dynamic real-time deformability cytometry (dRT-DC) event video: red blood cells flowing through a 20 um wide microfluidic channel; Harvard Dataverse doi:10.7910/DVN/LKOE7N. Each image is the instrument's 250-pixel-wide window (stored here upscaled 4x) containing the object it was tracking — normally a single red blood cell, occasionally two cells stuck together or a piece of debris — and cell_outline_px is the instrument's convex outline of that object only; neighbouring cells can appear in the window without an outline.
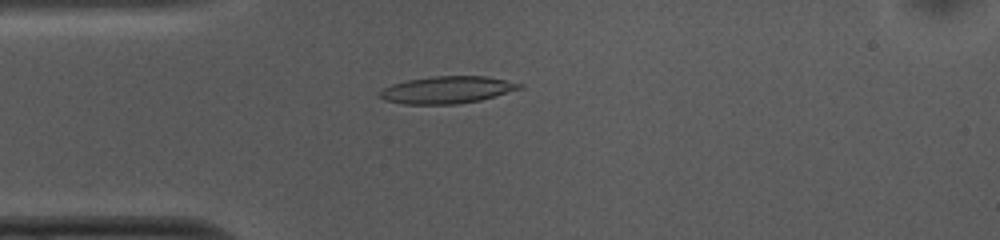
{"species": "common noctule bat (a hibernating species)", "species_latin": "Nyctalus noctula", "temperature_condition": "cold", "stored_images_in_passage": 38, "camera_frame_rate_fps": 3000, "um_per_image_px": 0.085, "animal": {"sex": "female", "body_mass_g": 10.0, "forearm_length_mm": 53.1}, "frame": {"image": 1, "passage_image": 6, "time_ms": 1.667, "image_size_px": [1000, 240], "cell_outline_px": [[524, 88], [480, 100], [456, 104], [404, 104], [384, 100], [380, 96], [380, 92], [384, 88], [392, 84], [408, 80], [432, 76], [484, 76], [524, 84]], "centroid_in_image_um": [38.02, 7.64], "position_along_channel_um": 47.0, "area_um2": 21.96}}
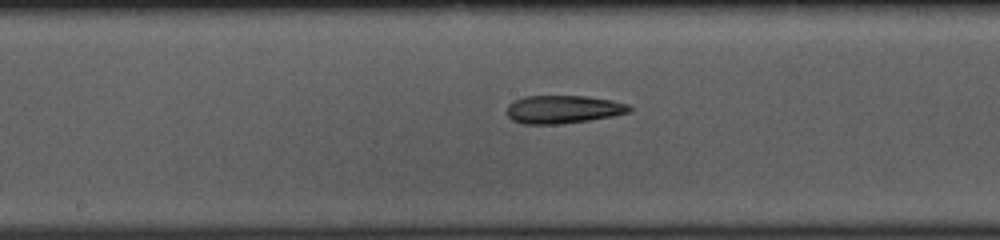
{"frame": {"image": 2, "passage_image": 19, "time_ms": 6.0, "image_size_px": [1000, 240], "cell_outline_px": [[632, 112], [612, 116], [588, 120], [560, 124], [524, 124], [512, 120], [508, 116], [508, 104], [512, 100], [524, 96], [588, 96], [612, 100], [628, 104], [632, 108]], "centroid_in_image_um": [47.87, 9.29], "position_along_channel_um": 200.3, "area_um2": 20.17}}
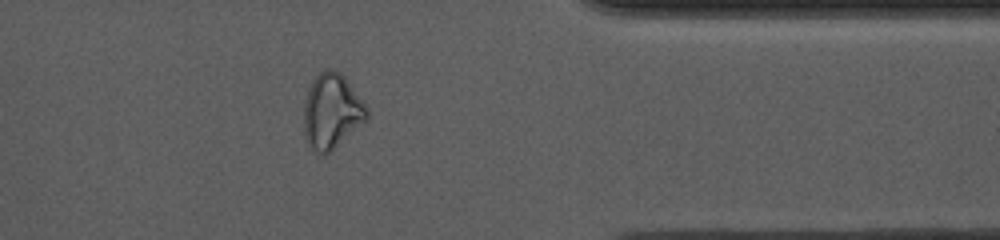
{"frame": {"image": 3, "passage_image": 35, "time_ms": 11.333, "image_size_px": [1000, 240], "cell_outline_px": [[368, 116], [364, 120], [324, 156], [320, 156], [312, 152], [304, 136], [304, 100], [308, 88], [312, 80], [324, 68], [336, 68], [344, 76], [368, 108]], "centroid_in_image_um": [28.14, 9.43], "position_along_channel_um": 383.3, "area_um2": 27.46}, "authors_computed_cell_mechanics": {"area_um2": 20.8369, "velocity_mm_per_s": 3.742, "shape_relaxation_time_tau1_ms": null, "shape_relaxation_time_tau2_ms": 4.4508, "deformation_change_tau1": null, "deformation_change_tau2": 0.1622}}